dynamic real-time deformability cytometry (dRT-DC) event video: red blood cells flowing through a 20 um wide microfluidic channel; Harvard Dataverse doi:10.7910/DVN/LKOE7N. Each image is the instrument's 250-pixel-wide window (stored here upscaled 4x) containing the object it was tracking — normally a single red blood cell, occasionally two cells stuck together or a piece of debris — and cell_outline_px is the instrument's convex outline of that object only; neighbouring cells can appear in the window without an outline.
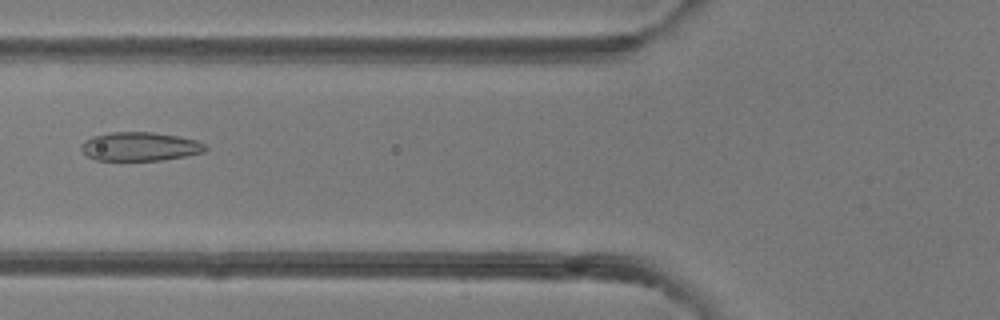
{"species": "common noctule bat (a hibernating species)", "species_latin": "Nyctalus noctula", "temperature_condition": "room temperature", "stored_images_in_passage": 49, "camera_frame_rate_fps": 3000, "um_per_image_px": 0.085, "animal": {"sex": "female"}, "frame": {"image": 1, "passage_image": 19, "time_ms": 6.0, "image_size_px": [1000, 320], "cell_outline_px": [[208, 148], [204, 152], [164, 160], [96, 160], [88, 156], [80, 148], [80, 144], [84, 140], [92, 136], [112, 132], [152, 132], [180, 136], [196, 140], [204, 144]], "centroid_in_image_um": [11.89, 12.45], "position_along_channel_um": 113.9, "area_um2": 20.87}}
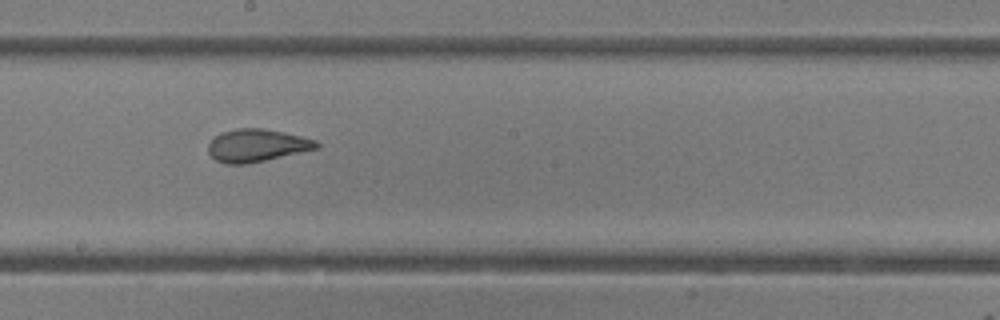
{"frame": {"image": 2, "passage_image": 27, "time_ms": 8.667, "image_size_px": [1000, 320], "cell_outline_px": [[320, 148], [248, 164], [224, 164], [216, 160], [208, 152], [208, 144], [220, 132], [236, 128], [264, 128], [284, 132], [316, 140], [320, 144]], "centroid_in_image_um": [21.84, 12.36], "position_along_channel_um": 226.4, "area_um2": 20.75}}
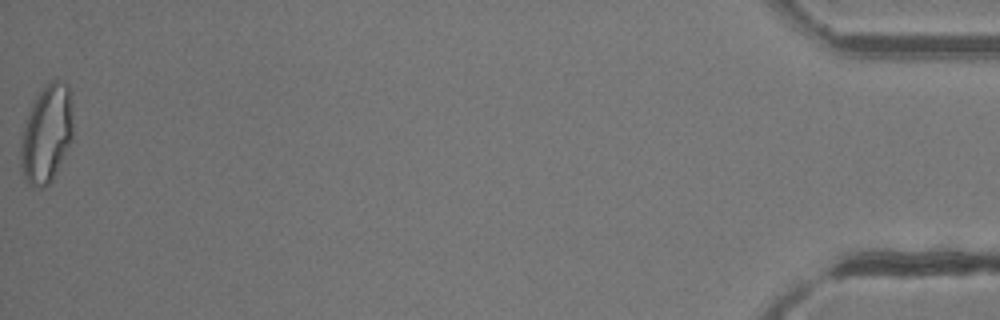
{"frame": {"image": 3, "passage_image": 49, "time_ms": 16.0, "image_size_px": [1000, 320], "cell_outline_px": [[72, 140], [52, 180], [44, 188], [32, 188], [24, 180], [20, 168], [20, 132], [32, 104], [40, 92], [52, 80], [64, 80], [68, 84], [72, 92]], "centroid_in_image_um": [3.94, 11.4], "position_along_channel_um": 431.3, "area_um2": 30.52}, "authors_computed_cell_mechanics": {"area_um2": 23.4668, "velocity_mm_per_s": 4.2006, "shape_relaxation_time_tau1_ms": 7.1516, "shape_relaxation_time_tau2_ms": 1.1062, "deformation_change_tau1": 0.2093, "deformation_change_tau2": 0.0691}}